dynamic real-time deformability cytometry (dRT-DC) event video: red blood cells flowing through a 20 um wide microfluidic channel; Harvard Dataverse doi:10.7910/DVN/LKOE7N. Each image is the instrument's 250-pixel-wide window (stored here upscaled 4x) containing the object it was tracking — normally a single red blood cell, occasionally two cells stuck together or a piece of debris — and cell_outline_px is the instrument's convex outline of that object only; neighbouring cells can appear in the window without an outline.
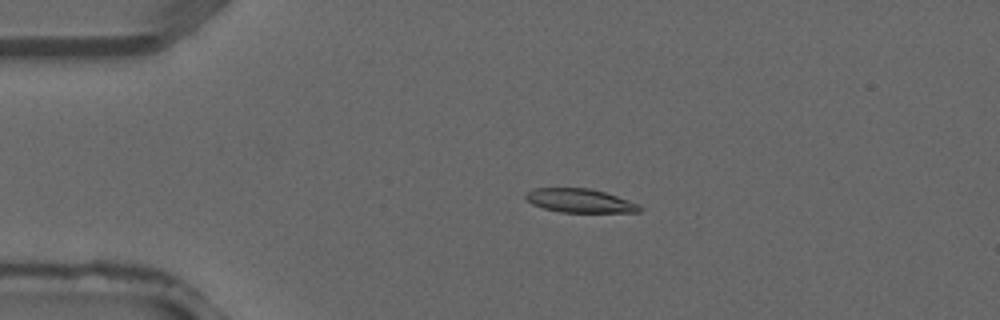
{"species": "common noctule bat (a hibernating species)", "species_latin": "Nyctalus noctula", "temperature_condition": "warm", "stored_images_in_passage": 39, "camera_frame_rate_fps": 3000, "um_per_image_px": 0.085, "animal": {"sex": "male", "forearm_length_mm": 52.5}, "frame": {"image": 1, "passage_image": 9, "time_ms": 2.667, "image_size_px": [1000, 320], "cell_outline_px": [[644, 208], [640, 212], [560, 212], [544, 208], [532, 204], [524, 196], [528, 192], [536, 188], [588, 188], [604, 192], [640, 204]], "centroid_in_image_um": [49.33, 17.06], "position_along_channel_um": 35.7, "area_um2": 15.66}}
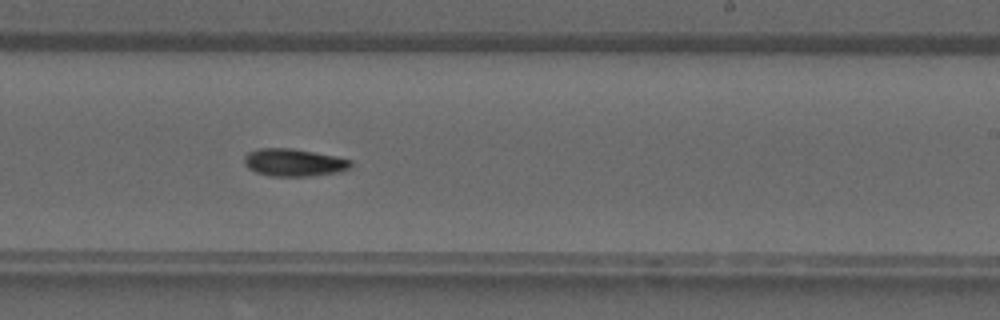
{"frame": {"image": 2, "passage_image": 24, "time_ms": 7.667, "image_size_px": [1000, 320], "cell_outline_px": [[352, 164], [348, 168], [336, 172], [308, 176], [272, 176], [256, 172], [248, 168], [244, 164], [244, 156], [248, 152], [260, 148], [292, 148], [336, 156], [352, 160]], "centroid_in_image_um": [24.95, 13.8], "position_along_channel_um": 264.1, "area_um2": 16.99}}
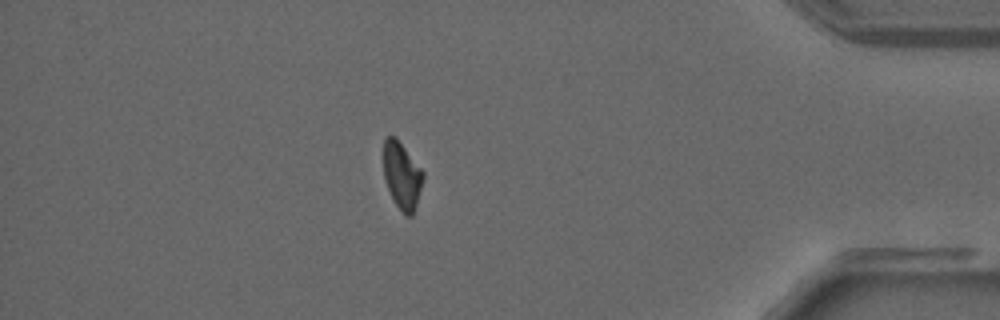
{"frame": {"image": 3, "passage_image": 34, "time_ms": 11.0, "image_size_px": [1000, 320], "cell_outline_px": [[424, 176], [416, 204], [412, 216], [408, 216], [396, 204], [388, 188], [384, 176], [384, 140], [388, 136], [396, 136], [424, 172]], "centroid_in_image_um": [34.17, 14.87], "position_along_channel_um": 401.0, "area_um2": 15.09}}